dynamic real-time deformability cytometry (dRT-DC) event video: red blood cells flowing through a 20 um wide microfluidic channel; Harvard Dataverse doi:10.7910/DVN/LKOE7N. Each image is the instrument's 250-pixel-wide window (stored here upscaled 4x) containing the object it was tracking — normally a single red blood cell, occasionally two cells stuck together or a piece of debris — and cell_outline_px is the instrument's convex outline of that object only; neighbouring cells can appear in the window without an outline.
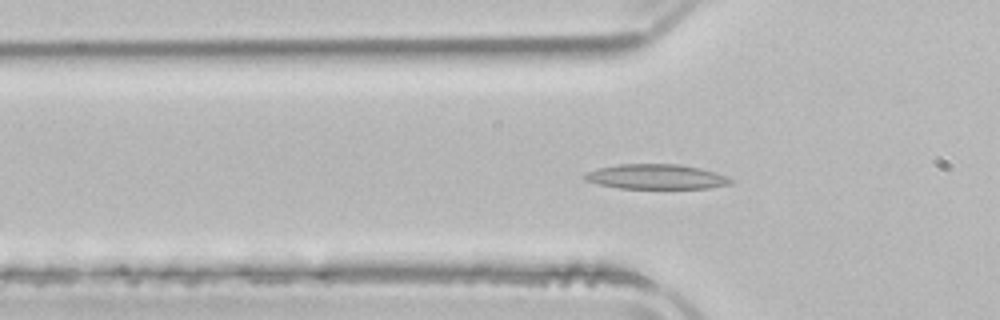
{"species": "common noctule bat (a hibernating species)", "species_latin": "Nyctalus noctula", "temperature_condition": "room temperature", "stored_images_in_passage": 52, "camera_frame_rate_fps": 3000, "um_per_image_px": 0.085, "animal": {"sex": "male", "body_mass_g": 21.5, "forearm_length_mm": 52.0}, "frame": {"image": 1, "passage_image": 16, "time_ms": 5.0, "image_size_px": [1000, 320], "cell_outline_px": [[732, 184], [708, 188], [620, 188], [600, 184], [584, 180], [584, 172], [596, 168], [616, 164], [676, 164], [700, 168], [716, 172], [732, 180]], "centroid_in_image_um": [55.73, 15.01], "position_along_channel_um": 70.1, "area_um2": 21.1}}
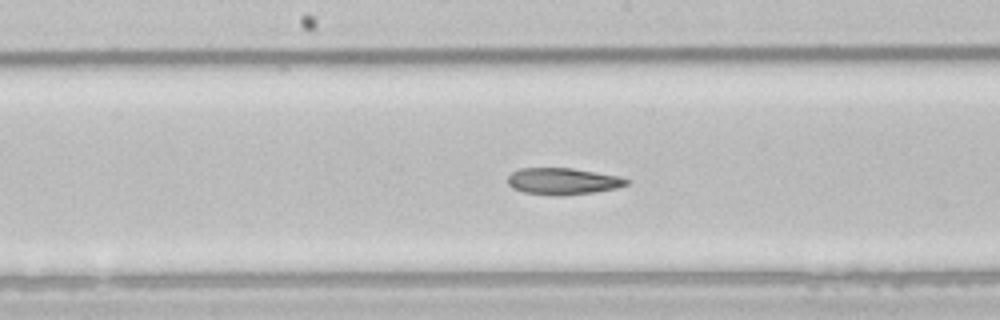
{"frame": {"image": 2, "passage_image": 26, "time_ms": 8.333, "image_size_px": [1000, 320], "cell_outline_px": [[632, 180], [628, 184], [616, 188], [592, 192], [560, 196], [552, 196], [524, 192], [512, 188], [508, 184], [508, 176], [512, 172], [520, 168], [572, 168], [620, 176]], "centroid_in_image_um": [47.85, 15.4], "position_along_channel_um": 200.4, "area_um2": 18.55}}
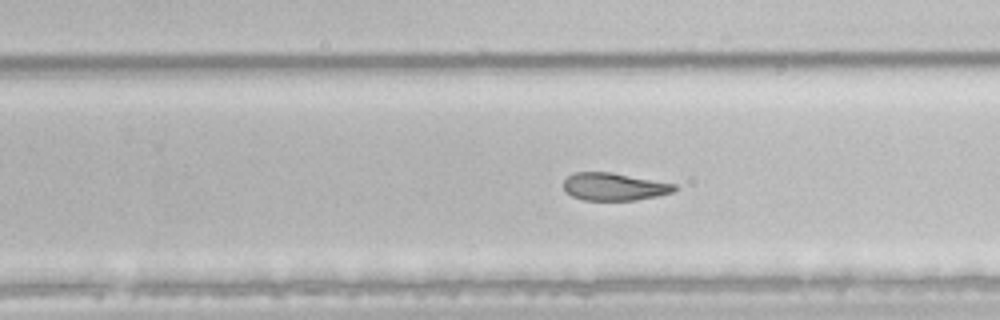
{"frame": {"image": 3, "passage_image": 32, "time_ms": 10.333, "image_size_px": [1000, 320], "cell_outline_px": [[676, 188], [672, 192], [656, 196], [636, 200], [584, 200], [572, 196], [564, 192], [564, 180], [572, 172], [612, 172], [676, 184]], "centroid_in_image_um": [52.16, 15.86], "position_along_channel_um": 277.6, "area_um2": 17.86}, "authors_computed_cell_mechanics": {"area_um2": 20.6924, "velocity_mm_per_s": 3.8882, "shape_relaxation_time_tau1_ms": null, "shape_relaxation_time_tau2_ms": 4.8096, "deformation_change_tau1": null, "deformation_change_tau2": 0.1185}}